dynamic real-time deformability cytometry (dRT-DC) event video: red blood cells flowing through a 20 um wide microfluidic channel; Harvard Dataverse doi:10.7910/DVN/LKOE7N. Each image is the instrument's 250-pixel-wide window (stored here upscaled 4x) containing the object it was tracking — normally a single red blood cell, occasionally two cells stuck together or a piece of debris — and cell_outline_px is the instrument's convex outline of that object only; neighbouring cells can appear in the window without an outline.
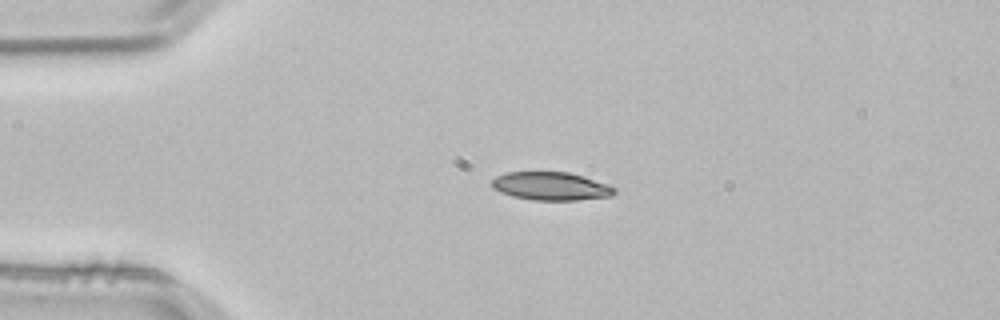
{"species": "common noctule bat (a hibernating species)", "species_latin": "Nyctalus noctula", "temperature_condition": "room temperature", "stored_images_in_passage": 2, "camera_frame_rate_fps": 3000, "um_per_image_px": 0.085, "animal": {"sex": "male", "body_mass_g": 21.5, "forearm_length_mm": 52.0}, "frame": {"image": 1, "passage_image": 1, "time_ms": 0.0, "image_size_px": [1000, 320], "cell_outline_px": [[616, 192], [612, 196], [576, 200], [532, 200], [512, 196], [500, 192], [492, 188], [492, 180], [496, 176], [504, 172], [568, 172], [584, 176], [608, 184], [616, 188]], "centroid_in_image_um": [46.83, 15.82], "position_along_channel_um": 38.2, "area_um2": 20.29}}
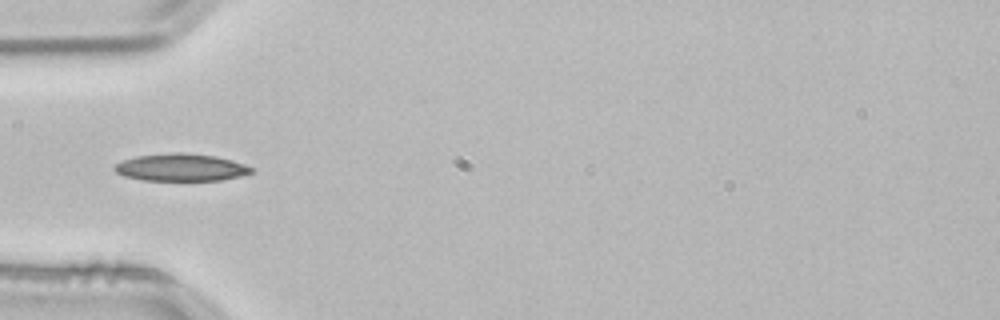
{"frame": {"image": 2, "passage_image": 2, "time_ms": 0.333, "image_size_px": [1000, 320], "cell_outline_px": [[252, 172], [240, 176], [220, 180], [144, 180], [124, 176], [116, 172], [112, 168], [116, 164], [124, 160], [136, 156], [176, 152], [184, 152], [216, 156], [232, 160], [244, 164], [252, 168]], "centroid_in_image_um": [15.37, 14.22], "position_along_channel_um": 69.6, "area_um2": 21.68}}